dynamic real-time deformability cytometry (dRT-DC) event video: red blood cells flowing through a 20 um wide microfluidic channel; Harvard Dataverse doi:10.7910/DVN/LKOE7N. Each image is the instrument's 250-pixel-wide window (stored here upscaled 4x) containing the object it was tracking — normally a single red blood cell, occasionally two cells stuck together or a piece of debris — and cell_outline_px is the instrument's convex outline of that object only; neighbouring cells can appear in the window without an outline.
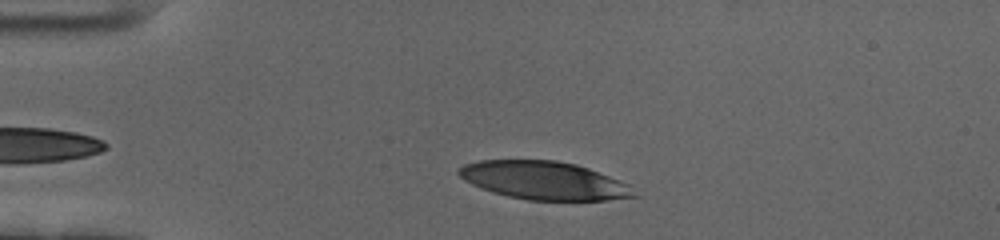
{"species": "human", "species_latin": "Homo sapiens", "temperature_condition": "cold", "stored_images_in_passage": 44, "camera_frame_rate_fps": 3000, "um_per_image_px": 0.085, "donor": {"sex": "female"}, "frame": {"image": 1, "passage_image": 6, "time_ms": 1.667, "image_size_px": [1000, 240], "cell_outline_px": [[640, 196], [604, 200], [528, 200], [508, 196], [492, 192], [480, 188], [464, 180], [456, 172], [464, 164], [480, 160], [556, 160], [576, 164], [588, 168], [628, 184]], "centroid_in_image_um": [46.22, 15.34], "position_along_channel_um": 38.8, "area_um2": 38.84}}
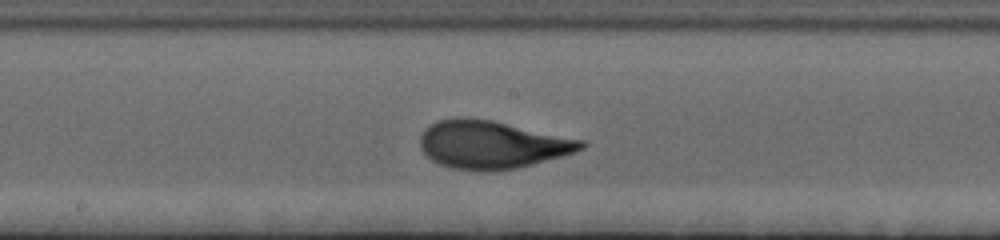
{"frame": {"image": 2, "passage_image": 24, "time_ms": 7.667, "image_size_px": [1000, 240], "cell_outline_px": [[588, 144], [584, 148], [560, 156], [520, 168], [492, 172], [480, 172], [452, 168], [440, 164], [432, 160], [420, 148], [420, 136], [432, 124], [440, 120], [492, 120], [584, 140]], "centroid_in_image_um": [41.86, 12.34], "position_along_channel_um": 206.3, "area_um2": 44.27}}
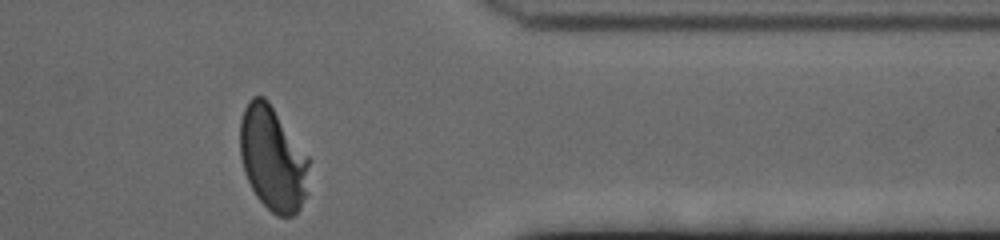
{"frame": {"image": 3, "passage_image": 41, "time_ms": 13.333, "image_size_px": [1000, 240], "cell_outline_px": [[308, 192], [300, 208], [292, 216], [276, 216], [256, 196], [244, 172], [240, 156], [240, 120], [244, 108], [248, 100], [252, 96], [264, 96], [268, 100], [308, 156]], "centroid_in_image_um": [23.17, 13.48], "position_along_channel_um": 388.2, "area_um2": 41.96}, "authors_computed_cell_mechanics": {"area_um2": 42.6564, "velocity_mm_per_s": 3.4442, "shape_relaxation_time_tau1_ms": 4.1493, "shape_relaxation_time_tau2_ms": null, "deformation_change_tau1": 0.2149, "deformation_change_tau2": null}}